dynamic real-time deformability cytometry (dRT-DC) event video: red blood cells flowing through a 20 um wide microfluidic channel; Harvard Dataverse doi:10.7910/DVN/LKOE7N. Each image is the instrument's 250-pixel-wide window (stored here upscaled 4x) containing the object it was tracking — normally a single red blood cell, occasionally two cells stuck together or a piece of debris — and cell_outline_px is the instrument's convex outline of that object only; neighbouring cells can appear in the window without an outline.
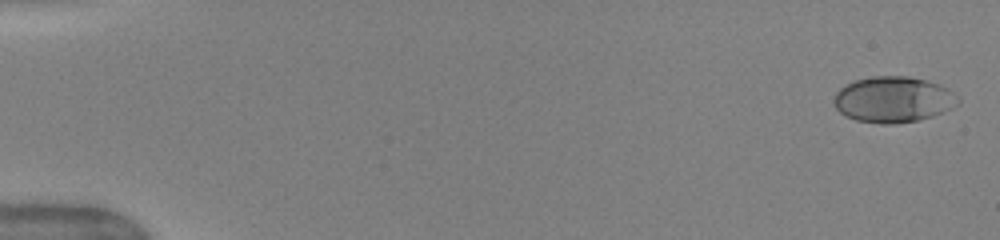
{"species": "human", "species_latin": "Homo sapiens", "temperature_condition": "warm", "stored_images_in_passage": 50, "camera_frame_rate_fps": 3000, "um_per_image_px": 0.085, "donor": {"sex": "female"}, "frame": {"image": 1, "passage_image": 1, "time_ms": 0.0, "image_size_px": [1000, 240], "cell_outline_px": [[960, 104], [952, 108], [932, 116], [916, 120], [896, 124], [880, 124], [856, 120], [844, 116], [832, 104], [832, 100], [836, 92], [840, 88], [856, 80], [872, 76], [908, 76], [940, 84], [948, 88], [960, 96]], "centroid_in_image_um": [75.94, 8.46], "position_along_channel_um": 9.1, "area_um2": 33.52}}
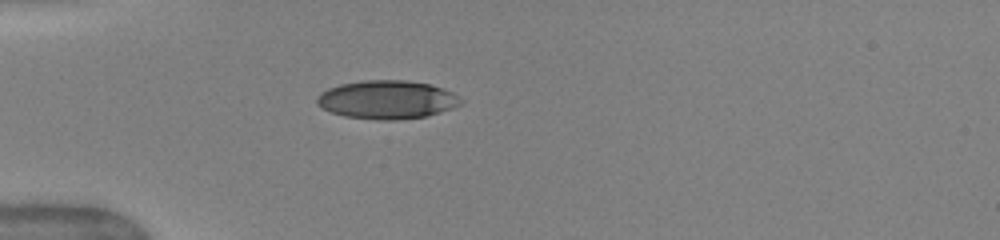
{"frame": {"image": 2, "passage_image": 15, "time_ms": 4.667, "image_size_px": [1000, 240], "cell_outline_px": [[464, 100], [460, 104], [452, 108], [428, 116], [396, 120], [380, 120], [344, 116], [332, 112], [316, 104], [316, 96], [320, 92], [328, 88], [340, 84], [364, 80], [408, 80], [432, 84], [444, 88], [452, 92]], "centroid_in_image_um": [32.91, 8.46], "position_along_channel_um": 52.1, "area_um2": 32.48}}
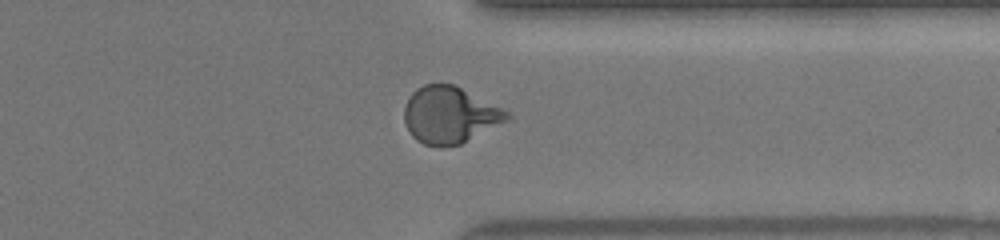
{"frame": {"image": 3, "passage_image": 40, "time_ms": 13.0, "image_size_px": [1000, 240], "cell_outline_px": [[512, 116], [508, 120], [460, 144], [440, 148], [424, 144], [416, 140], [412, 136], [404, 120], [404, 108], [408, 96], [416, 88], [424, 84], [452, 84], [504, 108]], "centroid_in_image_um": [38.21, 9.78], "position_along_channel_um": 373.2, "area_um2": 33.99}, "authors_computed_cell_mechanics": {"area_um2": 32.7726, "velocity_mm_per_s": 4.0396, "shape_relaxation_time_tau1_ms": 4.1408, "shape_relaxation_time_tau2_ms": null, "deformation_change_tau1": 0.2089, "deformation_change_tau2": null}}